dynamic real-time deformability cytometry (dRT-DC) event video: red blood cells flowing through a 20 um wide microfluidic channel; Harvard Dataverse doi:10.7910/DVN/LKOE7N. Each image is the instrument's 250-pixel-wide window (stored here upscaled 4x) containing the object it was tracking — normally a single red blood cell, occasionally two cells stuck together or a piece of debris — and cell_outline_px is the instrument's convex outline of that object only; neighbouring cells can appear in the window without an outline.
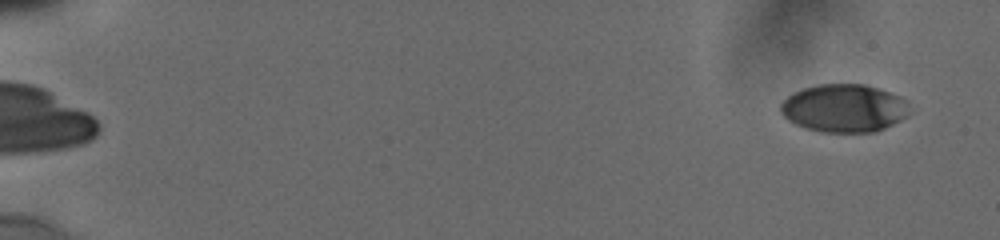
{"species": "human", "species_latin": "Homo sapiens", "temperature_condition": "cold", "stored_images_in_passage": 8, "camera_frame_rate_fps": 3000, "um_per_image_px": 0.085, "donor": {"sex": "male"}, "frame": {"image": 1, "passage_image": 1, "time_ms": 0.0, "image_size_px": [1000, 240], "cell_outline_px": [[908, 100], [904, 116], [892, 124], [884, 128], [872, 132], [824, 132], [808, 128], [796, 124], [788, 120], [780, 112], [780, 104], [792, 92], [804, 88], [820, 84], [864, 84], [900, 96]], "centroid_in_image_um": [71.69, 9.18], "position_along_channel_um": 13.3, "area_um2": 35.55}}
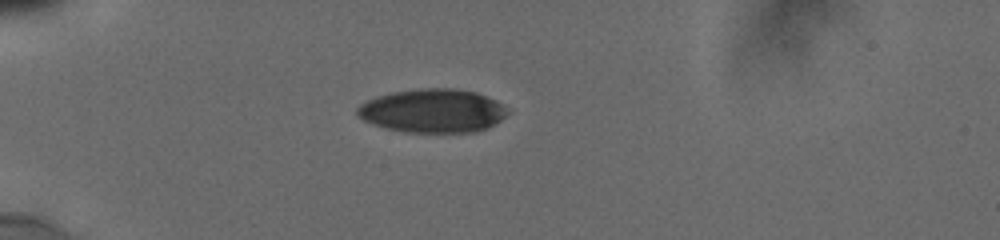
{"frame": {"image": 2, "passage_image": 7, "time_ms": 4.667, "image_size_px": [1000, 240], "cell_outline_px": [[512, 112], [488, 128], [472, 132], [404, 132], [384, 128], [364, 120], [356, 112], [356, 108], [360, 104], [376, 96], [392, 92], [424, 88], [452, 88], [476, 92], [496, 100]], "centroid_in_image_um": [36.8, 9.42], "position_along_channel_um": 48.2, "area_um2": 38.26}}